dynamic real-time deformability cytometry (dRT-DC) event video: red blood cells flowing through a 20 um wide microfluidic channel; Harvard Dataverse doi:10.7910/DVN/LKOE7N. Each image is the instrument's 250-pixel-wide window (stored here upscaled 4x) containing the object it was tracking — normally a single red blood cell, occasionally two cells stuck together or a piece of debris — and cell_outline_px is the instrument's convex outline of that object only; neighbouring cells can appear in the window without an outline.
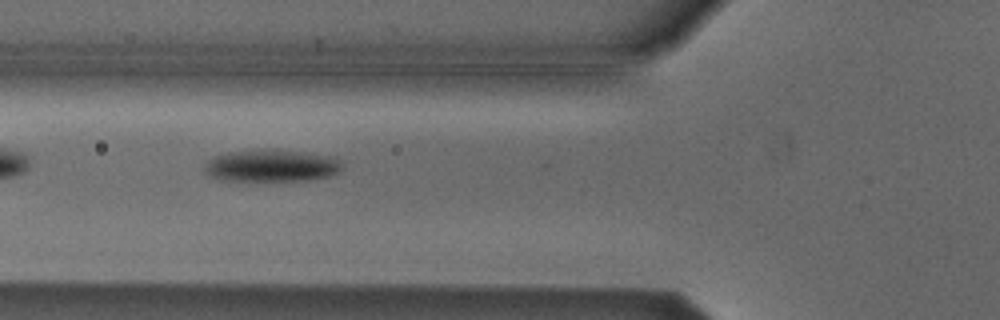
{"species": "Egyptian fruit bat (a non-hibernating species)", "species_latin": "Rousettus aegyptiacus", "temperature_condition": "cold", "stored_images_in_passage": 6, "camera_frame_rate_fps": 3000, "um_per_image_px": 0.085, "animal": {"sex": "male"}, "frame": {"image": 1, "passage_image": 5, "time_ms": 1.333, "image_size_px": [1000, 320], "cell_outline_px": [[340, 172], [328, 176], [308, 180], [220, 180], [204, 176], [204, 168], [208, 160], [216, 156], [232, 152], [296, 152], [336, 156], [340, 160]], "centroid_in_image_um": [23.06, 14.13], "position_along_channel_um": 102.7, "area_um2": 24.8}}
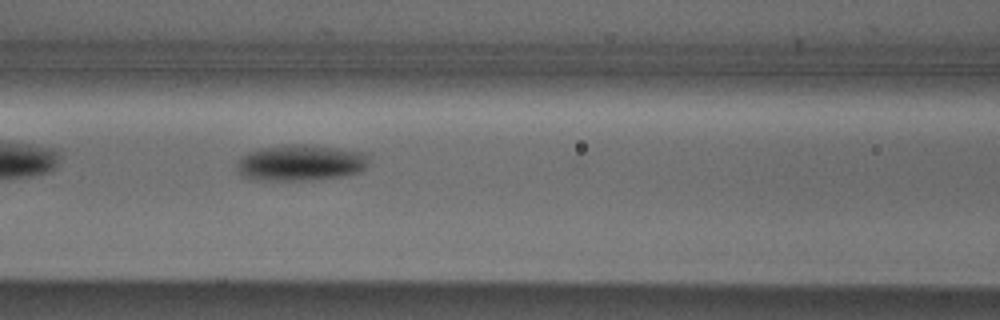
{"frame": {"image": 2, "passage_image": 6, "time_ms": 1.667, "image_size_px": [1000, 320], "cell_outline_px": [[368, 164], [360, 172], [348, 176], [312, 180], [260, 180], [244, 176], [240, 172], [240, 156], [248, 152], [260, 148], [292, 144], [312, 144], [368, 152]], "centroid_in_image_um": [25.66, 13.82], "position_along_channel_um": 140.9, "area_um2": 27.98}}